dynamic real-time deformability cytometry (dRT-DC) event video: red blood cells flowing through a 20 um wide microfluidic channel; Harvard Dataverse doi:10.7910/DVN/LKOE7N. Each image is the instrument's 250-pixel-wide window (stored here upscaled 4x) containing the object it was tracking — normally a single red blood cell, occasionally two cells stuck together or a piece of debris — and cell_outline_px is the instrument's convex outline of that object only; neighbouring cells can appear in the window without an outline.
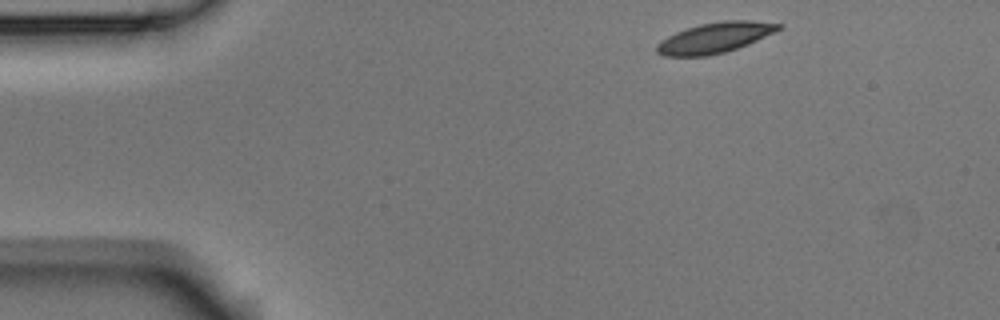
{"species": "Egyptian fruit bat (a non-hibernating species)", "species_latin": "Rousettus aegyptiacus", "temperature_condition": "room temperature", "stored_images_in_passage": 3, "camera_frame_rate_fps": 3000, "um_per_image_px": 0.085, "animal": {"sex": "male"}, "frame": {"image": 1, "passage_image": 1, "time_ms": 0.0, "image_size_px": [1000, 320], "cell_outline_px": [[784, 24], [780, 28], [748, 44], [724, 52], [708, 56], [664, 56], [656, 52], [656, 44], [660, 40], [676, 32], [700, 24], [724, 20], [752, 20]], "centroid_in_image_um": [60.72, 3.2], "position_along_channel_um": 24.3, "area_um2": 21.39}}